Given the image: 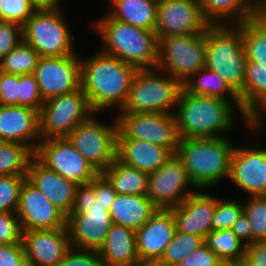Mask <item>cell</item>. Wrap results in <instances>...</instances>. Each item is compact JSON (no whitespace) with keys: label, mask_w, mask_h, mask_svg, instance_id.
<instances>
[{"label":"cell","mask_w":266,"mask_h":266,"mask_svg":"<svg viewBox=\"0 0 266 266\" xmlns=\"http://www.w3.org/2000/svg\"><path fill=\"white\" fill-rule=\"evenodd\" d=\"M117 196L109 181L99 173L87 184L78 185L67 216L71 247L98 251L113 224L109 210Z\"/></svg>","instance_id":"obj_1"},{"label":"cell","mask_w":266,"mask_h":266,"mask_svg":"<svg viewBox=\"0 0 266 266\" xmlns=\"http://www.w3.org/2000/svg\"><path fill=\"white\" fill-rule=\"evenodd\" d=\"M236 111L243 117L251 135L261 129L264 132L263 123L251 122L231 101L193 95L184 88L173 115L180 138H219L226 137V133L235 126Z\"/></svg>","instance_id":"obj_2"},{"label":"cell","mask_w":266,"mask_h":266,"mask_svg":"<svg viewBox=\"0 0 266 266\" xmlns=\"http://www.w3.org/2000/svg\"><path fill=\"white\" fill-rule=\"evenodd\" d=\"M81 61V88L96 114L108 108L121 110L138 69L100 50Z\"/></svg>","instance_id":"obj_3"},{"label":"cell","mask_w":266,"mask_h":266,"mask_svg":"<svg viewBox=\"0 0 266 266\" xmlns=\"http://www.w3.org/2000/svg\"><path fill=\"white\" fill-rule=\"evenodd\" d=\"M102 17L92 25L103 41L101 52L137 69L156 68L159 41L155 31L129 25L108 14Z\"/></svg>","instance_id":"obj_4"},{"label":"cell","mask_w":266,"mask_h":266,"mask_svg":"<svg viewBox=\"0 0 266 266\" xmlns=\"http://www.w3.org/2000/svg\"><path fill=\"white\" fill-rule=\"evenodd\" d=\"M235 145L229 138H180L177 156L197 189L214 188L229 179Z\"/></svg>","instance_id":"obj_5"},{"label":"cell","mask_w":266,"mask_h":266,"mask_svg":"<svg viewBox=\"0 0 266 266\" xmlns=\"http://www.w3.org/2000/svg\"><path fill=\"white\" fill-rule=\"evenodd\" d=\"M206 67L218 72L239 94L243 90L246 56L241 23L210 25L206 29Z\"/></svg>","instance_id":"obj_6"},{"label":"cell","mask_w":266,"mask_h":266,"mask_svg":"<svg viewBox=\"0 0 266 266\" xmlns=\"http://www.w3.org/2000/svg\"><path fill=\"white\" fill-rule=\"evenodd\" d=\"M182 89L179 80L160 69H138L126 102L118 113L173 114Z\"/></svg>","instance_id":"obj_7"},{"label":"cell","mask_w":266,"mask_h":266,"mask_svg":"<svg viewBox=\"0 0 266 266\" xmlns=\"http://www.w3.org/2000/svg\"><path fill=\"white\" fill-rule=\"evenodd\" d=\"M62 8H39L22 26L23 40L40 57H62L73 52V33L64 18Z\"/></svg>","instance_id":"obj_8"},{"label":"cell","mask_w":266,"mask_h":266,"mask_svg":"<svg viewBox=\"0 0 266 266\" xmlns=\"http://www.w3.org/2000/svg\"><path fill=\"white\" fill-rule=\"evenodd\" d=\"M206 53V31L161 38L156 68L183 84L197 71L206 67Z\"/></svg>","instance_id":"obj_9"},{"label":"cell","mask_w":266,"mask_h":266,"mask_svg":"<svg viewBox=\"0 0 266 266\" xmlns=\"http://www.w3.org/2000/svg\"><path fill=\"white\" fill-rule=\"evenodd\" d=\"M93 114L82 88L51 98L43 103L39 112L40 138L67 137Z\"/></svg>","instance_id":"obj_10"},{"label":"cell","mask_w":266,"mask_h":266,"mask_svg":"<svg viewBox=\"0 0 266 266\" xmlns=\"http://www.w3.org/2000/svg\"><path fill=\"white\" fill-rule=\"evenodd\" d=\"M94 113L67 136L74 148L101 173L117 158L118 122L110 125L97 120Z\"/></svg>","instance_id":"obj_11"},{"label":"cell","mask_w":266,"mask_h":266,"mask_svg":"<svg viewBox=\"0 0 266 266\" xmlns=\"http://www.w3.org/2000/svg\"><path fill=\"white\" fill-rule=\"evenodd\" d=\"M118 130L129 139L148 141L176 154L180 136L173 114L119 113L117 116Z\"/></svg>","instance_id":"obj_12"},{"label":"cell","mask_w":266,"mask_h":266,"mask_svg":"<svg viewBox=\"0 0 266 266\" xmlns=\"http://www.w3.org/2000/svg\"><path fill=\"white\" fill-rule=\"evenodd\" d=\"M35 157L47 168L78 185L89 183L99 174L67 137L41 140Z\"/></svg>","instance_id":"obj_13"},{"label":"cell","mask_w":266,"mask_h":266,"mask_svg":"<svg viewBox=\"0 0 266 266\" xmlns=\"http://www.w3.org/2000/svg\"><path fill=\"white\" fill-rule=\"evenodd\" d=\"M189 187L194 190H187ZM197 190L177 154L171 155L157 171L149 174L147 197L157 208L177 207Z\"/></svg>","instance_id":"obj_14"},{"label":"cell","mask_w":266,"mask_h":266,"mask_svg":"<svg viewBox=\"0 0 266 266\" xmlns=\"http://www.w3.org/2000/svg\"><path fill=\"white\" fill-rule=\"evenodd\" d=\"M211 24L204 18L198 0H159L155 33L161 38L199 34Z\"/></svg>","instance_id":"obj_15"},{"label":"cell","mask_w":266,"mask_h":266,"mask_svg":"<svg viewBox=\"0 0 266 266\" xmlns=\"http://www.w3.org/2000/svg\"><path fill=\"white\" fill-rule=\"evenodd\" d=\"M33 74L44 101L81 88V61L77 54L40 57Z\"/></svg>","instance_id":"obj_16"},{"label":"cell","mask_w":266,"mask_h":266,"mask_svg":"<svg viewBox=\"0 0 266 266\" xmlns=\"http://www.w3.org/2000/svg\"><path fill=\"white\" fill-rule=\"evenodd\" d=\"M16 214L22 231L67 227V216L27 178L20 190Z\"/></svg>","instance_id":"obj_17"},{"label":"cell","mask_w":266,"mask_h":266,"mask_svg":"<svg viewBox=\"0 0 266 266\" xmlns=\"http://www.w3.org/2000/svg\"><path fill=\"white\" fill-rule=\"evenodd\" d=\"M262 145L235 146L229 181L249 196L261 195L266 188V149Z\"/></svg>","instance_id":"obj_18"},{"label":"cell","mask_w":266,"mask_h":266,"mask_svg":"<svg viewBox=\"0 0 266 266\" xmlns=\"http://www.w3.org/2000/svg\"><path fill=\"white\" fill-rule=\"evenodd\" d=\"M24 254L33 266H57L72 248L67 227L22 232Z\"/></svg>","instance_id":"obj_19"},{"label":"cell","mask_w":266,"mask_h":266,"mask_svg":"<svg viewBox=\"0 0 266 266\" xmlns=\"http://www.w3.org/2000/svg\"><path fill=\"white\" fill-rule=\"evenodd\" d=\"M175 231L172 209L158 208L151 218L135 231L140 262L156 263L172 241Z\"/></svg>","instance_id":"obj_20"},{"label":"cell","mask_w":266,"mask_h":266,"mask_svg":"<svg viewBox=\"0 0 266 266\" xmlns=\"http://www.w3.org/2000/svg\"><path fill=\"white\" fill-rule=\"evenodd\" d=\"M0 141L18 142L34 153L41 141L39 112L19 105H0Z\"/></svg>","instance_id":"obj_21"},{"label":"cell","mask_w":266,"mask_h":266,"mask_svg":"<svg viewBox=\"0 0 266 266\" xmlns=\"http://www.w3.org/2000/svg\"><path fill=\"white\" fill-rule=\"evenodd\" d=\"M201 191L198 189L171 209L178 232L199 235L205 239L212 231L215 196Z\"/></svg>","instance_id":"obj_22"},{"label":"cell","mask_w":266,"mask_h":266,"mask_svg":"<svg viewBox=\"0 0 266 266\" xmlns=\"http://www.w3.org/2000/svg\"><path fill=\"white\" fill-rule=\"evenodd\" d=\"M27 179L66 216L70 214L78 187L77 183L47 168L35 156L30 161Z\"/></svg>","instance_id":"obj_23"},{"label":"cell","mask_w":266,"mask_h":266,"mask_svg":"<svg viewBox=\"0 0 266 266\" xmlns=\"http://www.w3.org/2000/svg\"><path fill=\"white\" fill-rule=\"evenodd\" d=\"M172 154L165 148L138 139H129L119 130L117 135V158L140 171H157Z\"/></svg>","instance_id":"obj_24"},{"label":"cell","mask_w":266,"mask_h":266,"mask_svg":"<svg viewBox=\"0 0 266 266\" xmlns=\"http://www.w3.org/2000/svg\"><path fill=\"white\" fill-rule=\"evenodd\" d=\"M238 95L244 116L253 123H264L262 114L266 112V66L246 60L243 90Z\"/></svg>","instance_id":"obj_25"},{"label":"cell","mask_w":266,"mask_h":266,"mask_svg":"<svg viewBox=\"0 0 266 266\" xmlns=\"http://www.w3.org/2000/svg\"><path fill=\"white\" fill-rule=\"evenodd\" d=\"M98 252L105 266H134L141 263L136 250L135 231L122 225L112 224Z\"/></svg>","instance_id":"obj_26"},{"label":"cell","mask_w":266,"mask_h":266,"mask_svg":"<svg viewBox=\"0 0 266 266\" xmlns=\"http://www.w3.org/2000/svg\"><path fill=\"white\" fill-rule=\"evenodd\" d=\"M157 209L147 196L117 194L109 213L114 224L137 231Z\"/></svg>","instance_id":"obj_27"},{"label":"cell","mask_w":266,"mask_h":266,"mask_svg":"<svg viewBox=\"0 0 266 266\" xmlns=\"http://www.w3.org/2000/svg\"><path fill=\"white\" fill-rule=\"evenodd\" d=\"M108 15L118 21L155 31L159 0H110Z\"/></svg>","instance_id":"obj_28"},{"label":"cell","mask_w":266,"mask_h":266,"mask_svg":"<svg viewBox=\"0 0 266 266\" xmlns=\"http://www.w3.org/2000/svg\"><path fill=\"white\" fill-rule=\"evenodd\" d=\"M183 88L193 95L217 97L231 101L244 115L239 95L228 85L218 72L207 67L197 71L186 80L183 83Z\"/></svg>","instance_id":"obj_29"},{"label":"cell","mask_w":266,"mask_h":266,"mask_svg":"<svg viewBox=\"0 0 266 266\" xmlns=\"http://www.w3.org/2000/svg\"><path fill=\"white\" fill-rule=\"evenodd\" d=\"M204 18L211 25L238 24L258 11L249 0H198Z\"/></svg>","instance_id":"obj_30"},{"label":"cell","mask_w":266,"mask_h":266,"mask_svg":"<svg viewBox=\"0 0 266 266\" xmlns=\"http://www.w3.org/2000/svg\"><path fill=\"white\" fill-rule=\"evenodd\" d=\"M101 174L117 194L147 196L149 173L126 165L118 158Z\"/></svg>","instance_id":"obj_31"},{"label":"cell","mask_w":266,"mask_h":266,"mask_svg":"<svg viewBox=\"0 0 266 266\" xmlns=\"http://www.w3.org/2000/svg\"><path fill=\"white\" fill-rule=\"evenodd\" d=\"M241 35L247 61L266 66V15L258 12L241 22Z\"/></svg>","instance_id":"obj_32"},{"label":"cell","mask_w":266,"mask_h":266,"mask_svg":"<svg viewBox=\"0 0 266 266\" xmlns=\"http://www.w3.org/2000/svg\"><path fill=\"white\" fill-rule=\"evenodd\" d=\"M204 244L211 249L223 263L244 261L246 245L233 233L232 229L212 230L205 237Z\"/></svg>","instance_id":"obj_33"},{"label":"cell","mask_w":266,"mask_h":266,"mask_svg":"<svg viewBox=\"0 0 266 266\" xmlns=\"http://www.w3.org/2000/svg\"><path fill=\"white\" fill-rule=\"evenodd\" d=\"M35 153L18 142L0 141V176L27 175Z\"/></svg>","instance_id":"obj_34"},{"label":"cell","mask_w":266,"mask_h":266,"mask_svg":"<svg viewBox=\"0 0 266 266\" xmlns=\"http://www.w3.org/2000/svg\"><path fill=\"white\" fill-rule=\"evenodd\" d=\"M39 54L24 40L0 60V71L8 74H33Z\"/></svg>","instance_id":"obj_35"},{"label":"cell","mask_w":266,"mask_h":266,"mask_svg":"<svg viewBox=\"0 0 266 266\" xmlns=\"http://www.w3.org/2000/svg\"><path fill=\"white\" fill-rule=\"evenodd\" d=\"M203 244L204 239L201 236L181 233L176 230L172 241L156 263L161 266H178L185 257Z\"/></svg>","instance_id":"obj_36"},{"label":"cell","mask_w":266,"mask_h":266,"mask_svg":"<svg viewBox=\"0 0 266 266\" xmlns=\"http://www.w3.org/2000/svg\"><path fill=\"white\" fill-rule=\"evenodd\" d=\"M243 207L251 225L252 243L266 241V198L249 196Z\"/></svg>","instance_id":"obj_37"},{"label":"cell","mask_w":266,"mask_h":266,"mask_svg":"<svg viewBox=\"0 0 266 266\" xmlns=\"http://www.w3.org/2000/svg\"><path fill=\"white\" fill-rule=\"evenodd\" d=\"M244 212L243 203L215 196V210L212 218V230L232 229L234 223Z\"/></svg>","instance_id":"obj_38"},{"label":"cell","mask_w":266,"mask_h":266,"mask_svg":"<svg viewBox=\"0 0 266 266\" xmlns=\"http://www.w3.org/2000/svg\"><path fill=\"white\" fill-rule=\"evenodd\" d=\"M27 175L0 176V213L16 212L21 187Z\"/></svg>","instance_id":"obj_39"},{"label":"cell","mask_w":266,"mask_h":266,"mask_svg":"<svg viewBox=\"0 0 266 266\" xmlns=\"http://www.w3.org/2000/svg\"><path fill=\"white\" fill-rule=\"evenodd\" d=\"M37 9L31 0H0V20L23 26Z\"/></svg>","instance_id":"obj_40"},{"label":"cell","mask_w":266,"mask_h":266,"mask_svg":"<svg viewBox=\"0 0 266 266\" xmlns=\"http://www.w3.org/2000/svg\"><path fill=\"white\" fill-rule=\"evenodd\" d=\"M44 102L34 74L19 75L18 105L40 112Z\"/></svg>","instance_id":"obj_41"},{"label":"cell","mask_w":266,"mask_h":266,"mask_svg":"<svg viewBox=\"0 0 266 266\" xmlns=\"http://www.w3.org/2000/svg\"><path fill=\"white\" fill-rule=\"evenodd\" d=\"M22 232L16 212L0 213V245L22 242Z\"/></svg>","instance_id":"obj_42"},{"label":"cell","mask_w":266,"mask_h":266,"mask_svg":"<svg viewBox=\"0 0 266 266\" xmlns=\"http://www.w3.org/2000/svg\"><path fill=\"white\" fill-rule=\"evenodd\" d=\"M57 266H105L98 251L71 248Z\"/></svg>","instance_id":"obj_43"},{"label":"cell","mask_w":266,"mask_h":266,"mask_svg":"<svg viewBox=\"0 0 266 266\" xmlns=\"http://www.w3.org/2000/svg\"><path fill=\"white\" fill-rule=\"evenodd\" d=\"M23 40L22 26L0 20V60Z\"/></svg>","instance_id":"obj_44"},{"label":"cell","mask_w":266,"mask_h":266,"mask_svg":"<svg viewBox=\"0 0 266 266\" xmlns=\"http://www.w3.org/2000/svg\"><path fill=\"white\" fill-rule=\"evenodd\" d=\"M19 75L0 71V105H18Z\"/></svg>","instance_id":"obj_45"},{"label":"cell","mask_w":266,"mask_h":266,"mask_svg":"<svg viewBox=\"0 0 266 266\" xmlns=\"http://www.w3.org/2000/svg\"><path fill=\"white\" fill-rule=\"evenodd\" d=\"M223 261L205 244L185 257L178 266H222Z\"/></svg>","instance_id":"obj_46"},{"label":"cell","mask_w":266,"mask_h":266,"mask_svg":"<svg viewBox=\"0 0 266 266\" xmlns=\"http://www.w3.org/2000/svg\"><path fill=\"white\" fill-rule=\"evenodd\" d=\"M243 262L247 266H266V241L246 245Z\"/></svg>","instance_id":"obj_47"},{"label":"cell","mask_w":266,"mask_h":266,"mask_svg":"<svg viewBox=\"0 0 266 266\" xmlns=\"http://www.w3.org/2000/svg\"><path fill=\"white\" fill-rule=\"evenodd\" d=\"M24 256L22 242L0 245V266H16Z\"/></svg>","instance_id":"obj_48"},{"label":"cell","mask_w":266,"mask_h":266,"mask_svg":"<svg viewBox=\"0 0 266 266\" xmlns=\"http://www.w3.org/2000/svg\"><path fill=\"white\" fill-rule=\"evenodd\" d=\"M233 233L245 244H252L251 225L243 212L232 227Z\"/></svg>","instance_id":"obj_49"},{"label":"cell","mask_w":266,"mask_h":266,"mask_svg":"<svg viewBox=\"0 0 266 266\" xmlns=\"http://www.w3.org/2000/svg\"><path fill=\"white\" fill-rule=\"evenodd\" d=\"M36 7L39 8H55L59 7L60 0H31Z\"/></svg>","instance_id":"obj_50"},{"label":"cell","mask_w":266,"mask_h":266,"mask_svg":"<svg viewBox=\"0 0 266 266\" xmlns=\"http://www.w3.org/2000/svg\"><path fill=\"white\" fill-rule=\"evenodd\" d=\"M258 12H262L266 8V0H249Z\"/></svg>","instance_id":"obj_51"},{"label":"cell","mask_w":266,"mask_h":266,"mask_svg":"<svg viewBox=\"0 0 266 266\" xmlns=\"http://www.w3.org/2000/svg\"><path fill=\"white\" fill-rule=\"evenodd\" d=\"M16 266H33L28 259L24 256L18 263Z\"/></svg>","instance_id":"obj_52"},{"label":"cell","mask_w":266,"mask_h":266,"mask_svg":"<svg viewBox=\"0 0 266 266\" xmlns=\"http://www.w3.org/2000/svg\"><path fill=\"white\" fill-rule=\"evenodd\" d=\"M222 266H247L244 262L223 263Z\"/></svg>","instance_id":"obj_53"},{"label":"cell","mask_w":266,"mask_h":266,"mask_svg":"<svg viewBox=\"0 0 266 266\" xmlns=\"http://www.w3.org/2000/svg\"><path fill=\"white\" fill-rule=\"evenodd\" d=\"M134 266H161V265H159L157 263L141 262V263L134 265Z\"/></svg>","instance_id":"obj_54"},{"label":"cell","mask_w":266,"mask_h":266,"mask_svg":"<svg viewBox=\"0 0 266 266\" xmlns=\"http://www.w3.org/2000/svg\"><path fill=\"white\" fill-rule=\"evenodd\" d=\"M262 197H265L266 198V188L264 189V192L260 195Z\"/></svg>","instance_id":"obj_55"},{"label":"cell","mask_w":266,"mask_h":266,"mask_svg":"<svg viewBox=\"0 0 266 266\" xmlns=\"http://www.w3.org/2000/svg\"><path fill=\"white\" fill-rule=\"evenodd\" d=\"M262 13L266 15V8L262 11Z\"/></svg>","instance_id":"obj_56"}]
</instances>
